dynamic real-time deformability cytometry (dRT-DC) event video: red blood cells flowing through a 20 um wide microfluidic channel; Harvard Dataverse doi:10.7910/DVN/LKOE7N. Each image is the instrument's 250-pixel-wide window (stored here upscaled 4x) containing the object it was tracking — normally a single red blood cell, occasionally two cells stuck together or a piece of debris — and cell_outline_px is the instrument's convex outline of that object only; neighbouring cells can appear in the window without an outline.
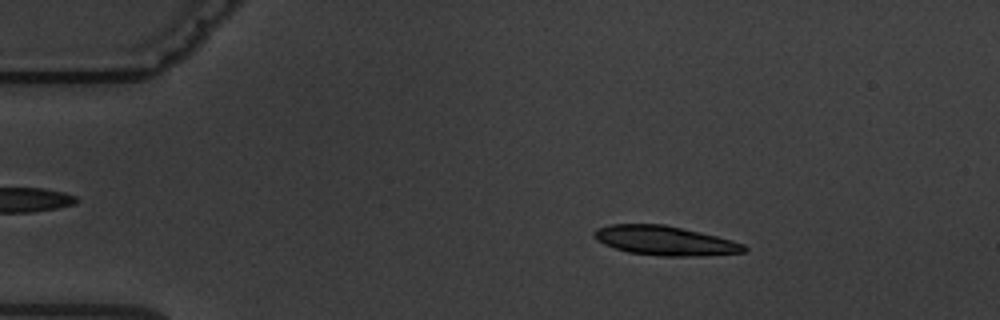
{"species": "common noctule bat (a hibernating species)", "species_latin": "Nyctalus noctula", "temperature_condition": "warm", "stored_images_in_passage": 10, "segment_of_instrument_passage": [1, 2], "camera_frame_rate_fps": 3000, "um_per_image_px": 0.085, "animal": {"sex": "male", "body_mass_g": 19.5, "forearm_length_mm": 54.6}, "frame": {"image": 1, "passage_image": 2, "time_ms": 1.0, "image_size_px": [1000, 320], "cell_outline_px": [[748, 248], [744, 252], [704, 256], [660, 256], [628, 252], [604, 244], [596, 240], [592, 236], [592, 232], [596, 228], [608, 224], [664, 224], [700, 232], [732, 240], [744, 244]], "centroid_in_image_um": [56.49, 20.45], "position_along_channel_um": 28.5, "area_um2": 25.78}}